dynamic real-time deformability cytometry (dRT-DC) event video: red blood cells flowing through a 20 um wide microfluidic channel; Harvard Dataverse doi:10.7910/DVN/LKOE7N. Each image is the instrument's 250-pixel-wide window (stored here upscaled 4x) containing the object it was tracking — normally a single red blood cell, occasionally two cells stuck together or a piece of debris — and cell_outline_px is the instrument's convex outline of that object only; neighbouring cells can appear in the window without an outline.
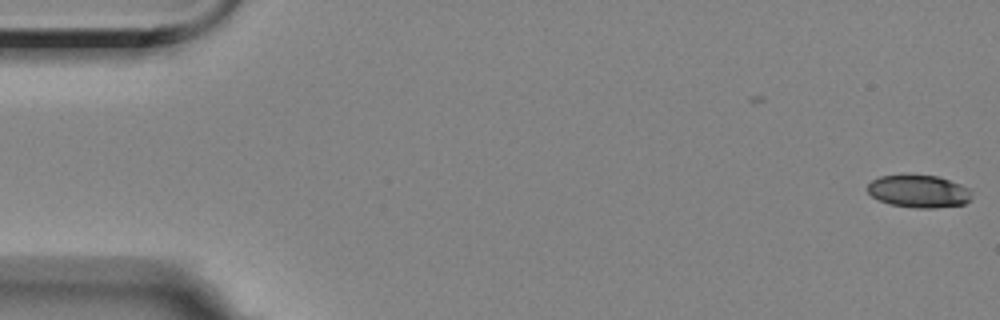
{"species": "Egyptian fruit bat (a non-hibernating species)", "species_latin": "Rousettus aegyptiacus", "temperature_condition": "room temperature", "stored_images_in_passage": 2, "camera_frame_rate_fps": 3000, "um_per_image_px": 0.085, "animal": {"sex": "female"}, "frame": {"image": 1, "passage_image": 2, "time_ms": 0.333, "image_size_px": [1000, 320], "cell_outline_px": [[968, 200], [964, 204], [932, 208], [916, 208], [892, 204], [880, 200], [872, 196], [868, 192], [868, 184], [872, 180], [880, 176], [936, 176], [960, 184], [968, 188]], "centroid_in_image_um": [78.05, 16.27], "position_along_channel_um": 6.9, "area_um2": 19.07}}